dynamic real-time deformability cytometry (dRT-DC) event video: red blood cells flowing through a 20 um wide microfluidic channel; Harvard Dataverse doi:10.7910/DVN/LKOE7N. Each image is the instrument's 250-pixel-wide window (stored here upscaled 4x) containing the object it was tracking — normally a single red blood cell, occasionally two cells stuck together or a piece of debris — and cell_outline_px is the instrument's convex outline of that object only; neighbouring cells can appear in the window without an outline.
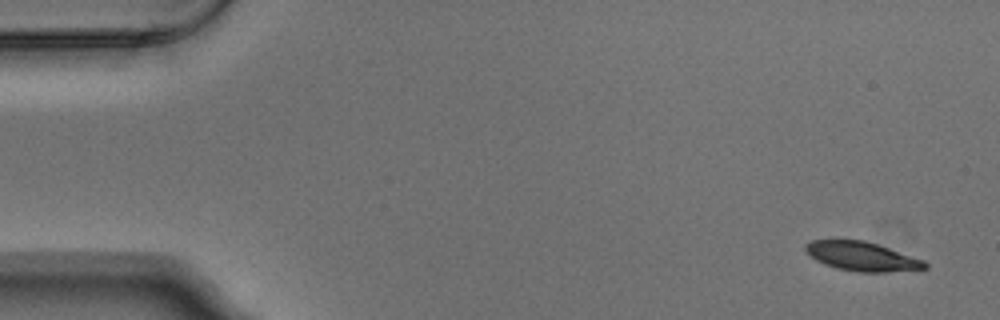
{"species": "Egyptian fruit bat (a non-hibernating species)", "species_latin": "Rousettus aegyptiacus", "temperature_condition": "warm", "stored_images_in_passage": 5, "camera_frame_rate_fps": 3000, "um_per_image_px": 0.085, "animal": {"sex": "male"}, "frame": {"image": 1, "passage_image": 1, "time_ms": 0.0, "image_size_px": [1000, 320], "cell_outline_px": [[928, 268], [888, 272], [856, 272], [836, 268], [824, 264], [816, 260], [804, 248], [804, 244], [812, 240], [864, 240], [924, 260], [928, 264]], "centroid_in_image_um": [73.26, 21.8], "position_along_channel_um": 11.7, "area_um2": 20.06}}
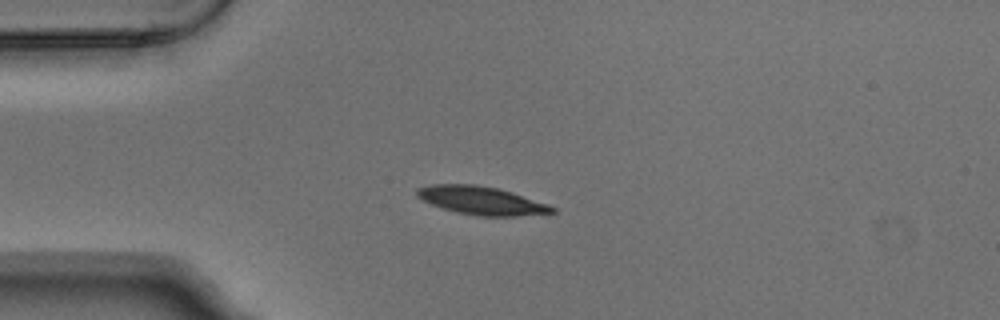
{"frame": {"image": 2, "passage_image": 4, "time_ms": 1.0, "image_size_px": [1000, 320], "cell_outline_px": [[556, 212], [516, 216], [480, 216], [456, 212], [432, 204], [416, 196], [416, 188], [432, 184], [476, 184], [500, 188], [548, 204], [556, 208]], "centroid_in_image_um": [40.93, 17.03], "position_along_channel_um": 44.1, "area_um2": 22.2}}